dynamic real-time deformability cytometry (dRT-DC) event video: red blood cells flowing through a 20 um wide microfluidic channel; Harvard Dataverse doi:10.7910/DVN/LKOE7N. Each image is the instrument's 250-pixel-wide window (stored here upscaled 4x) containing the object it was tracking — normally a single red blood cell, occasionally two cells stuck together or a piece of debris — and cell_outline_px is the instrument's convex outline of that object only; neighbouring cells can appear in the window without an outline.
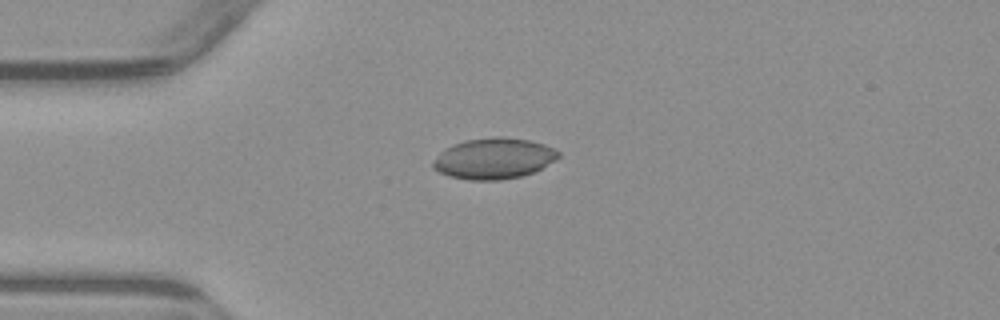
{"species": "common noctule bat (a hibernating species)", "species_latin": "Nyctalus noctula", "temperature_condition": "warm", "stored_images_in_passage": 2, "camera_frame_rate_fps": 3000, "um_per_image_px": 0.085, "animal": {"sex": "male", "body_mass_g": 23.1, "forearm_length_mm": 52.7}, "frame": {"image": 1, "passage_image": 1, "time_ms": 0.0, "image_size_px": [1000, 320], "cell_outline_px": [[560, 156], [556, 160], [532, 172], [520, 176], [500, 180], [468, 180], [448, 176], [432, 168], [432, 160], [444, 148], [464, 140], [496, 136], [504, 136], [528, 140], [544, 144], [560, 152]], "centroid_in_image_um": [41.93, 13.46], "position_along_channel_um": 43.1, "area_um2": 30.0}}